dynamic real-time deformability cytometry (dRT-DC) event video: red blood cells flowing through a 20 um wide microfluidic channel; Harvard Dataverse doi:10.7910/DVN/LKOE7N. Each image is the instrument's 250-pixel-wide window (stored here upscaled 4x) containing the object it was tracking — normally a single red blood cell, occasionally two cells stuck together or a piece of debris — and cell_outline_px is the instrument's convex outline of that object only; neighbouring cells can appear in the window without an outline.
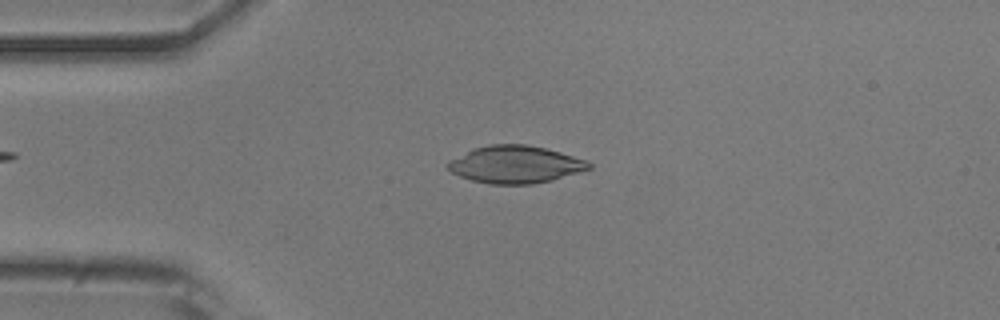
{"species": "common noctule bat (a hibernating species)", "species_latin": "Nyctalus noctula", "temperature_condition": "room temperature", "stored_images_in_passage": 46, "camera_frame_rate_fps": 3000, "um_per_image_px": 0.085, "animal": {"sex": "male", "body_mass_g": 20.5, "forearm_length_mm": 52.5}, "frame": {"image": 1, "passage_image": 11, "time_ms": 3.333, "image_size_px": [1000, 320], "cell_outline_px": [[592, 168], [552, 180], [532, 184], [488, 184], [472, 180], [460, 176], [452, 172], [444, 164], [448, 160], [472, 148], [488, 144], [524, 144], [544, 148], [560, 152], [588, 160], [592, 164]], "centroid_in_image_um": [43.77, 13.97], "position_along_channel_um": 41.2, "area_um2": 30.92}}
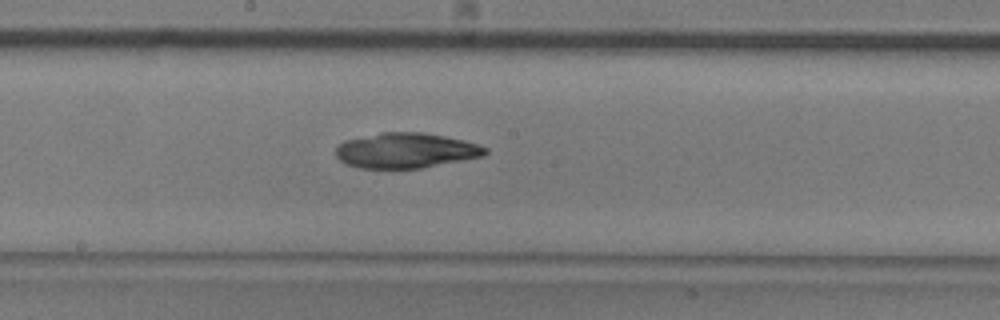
{"frame": {"image": 2, "passage_image": 26, "time_ms": 8.333, "image_size_px": [1000, 320], "cell_outline_px": [[488, 152], [484, 156], [420, 168], [360, 168], [344, 164], [336, 156], [336, 148], [344, 140], [380, 132], [424, 132], [464, 140], [488, 148]], "centroid_in_image_um": [34.48, 12.79], "position_along_channel_um": 213.7, "area_um2": 30.69}}
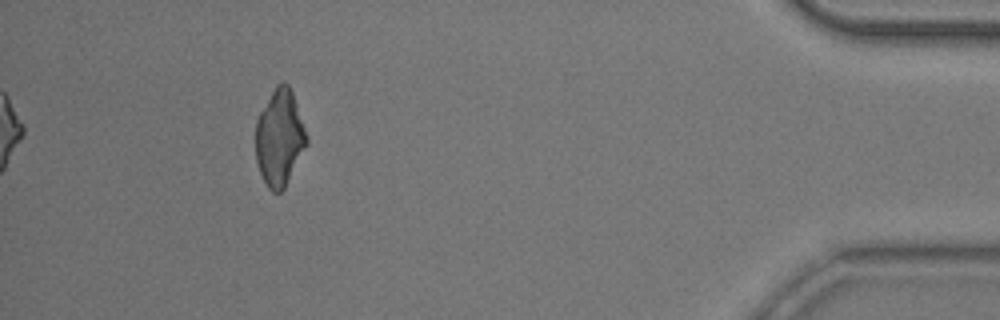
{"frame": {"image": 3, "passage_image": 46, "time_ms": 15.0, "image_size_px": [1000, 320], "cell_outline_px": [[308, 144], [284, 188], [280, 192], [272, 192], [268, 188], [260, 172], [256, 160], [256, 120], [260, 112], [276, 84], [284, 80], [288, 84], [292, 92], [308, 140]], "centroid_in_image_um": [23.75, 11.71], "position_along_channel_um": 411.4, "area_um2": 28.32}}